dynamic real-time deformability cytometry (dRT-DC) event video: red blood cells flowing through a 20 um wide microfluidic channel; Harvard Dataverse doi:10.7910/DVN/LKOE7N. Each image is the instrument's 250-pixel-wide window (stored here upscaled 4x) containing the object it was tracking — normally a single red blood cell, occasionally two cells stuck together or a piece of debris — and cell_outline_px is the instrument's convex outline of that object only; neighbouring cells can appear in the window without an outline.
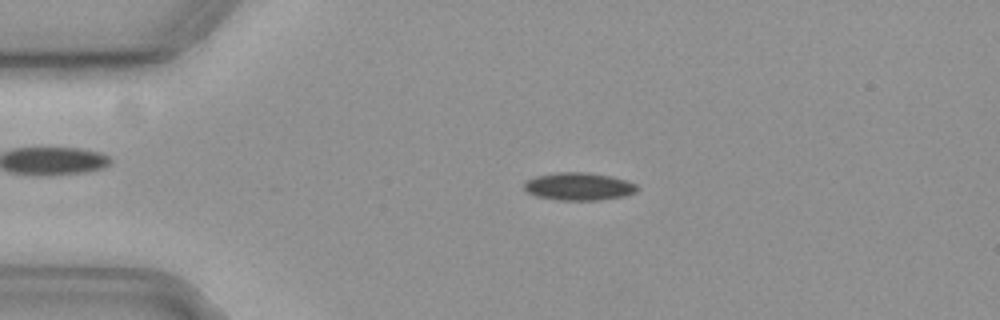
{"species": "common noctule bat (a hibernating species)", "species_latin": "Nyctalus noctula", "temperature_condition": "cold", "stored_images_in_passage": 56, "camera_frame_rate_fps": 3000, "um_per_image_px": 0.085, "animal": {"sex": "female", "body_mass_g": 19.3, "forearm_length_mm": 54.1}, "frame": {"image": 1, "passage_image": 12, "time_ms": 3.667, "image_size_px": [1000, 320], "cell_outline_px": [[640, 188], [636, 192], [628, 196], [596, 200], [560, 200], [536, 196], [528, 192], [524, 188], [524, 180], [536, 176], [556, 172], [588, 172], [612, 176], [628, 180], [636, 184]], "centroid_in_image_um": [49.24, 15.84], "position_along_channel_um": 35.8, "area_um2": 18.55}}
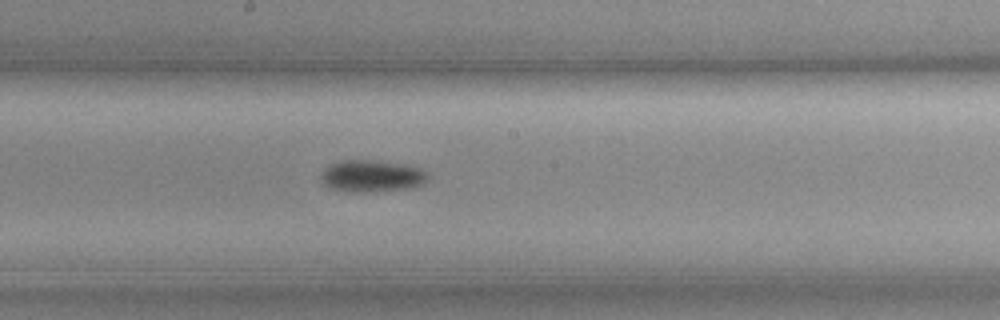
{"frame": {"image": 2, "passage_image": 30, "time_ms": 9.667, "image_size_px": [1000, 320], "cell_outline_px": [[428, 180], [424, 184], [416, 188], [368, 192], [348, 192], [328, 188], [320, 180], [320, 176], [324, 168], [328, 164], [340, 160], [368, 160], [404, 164], [420, 168], [428, 176]], "centroid_in_image_um": [31.57, 14.98], "position_along_channel_um": 216.6, "area_um2": 20.29}}
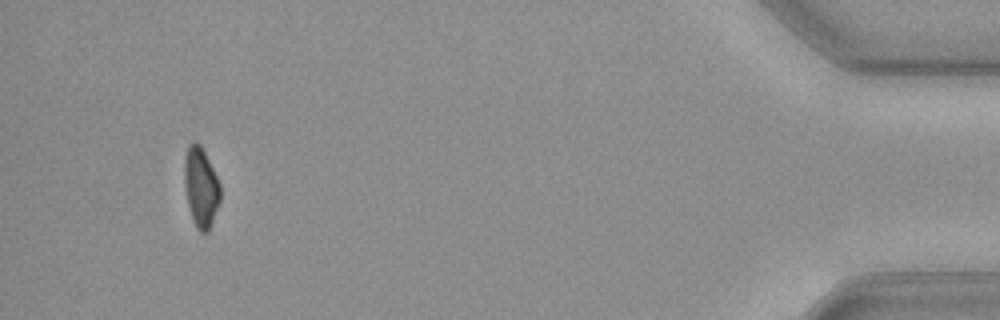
{"frame": {"image": 3, "passage_image": 53, "time_ms": 17.333, "image_size_px": [1000, 320], "cell_outline_px": [[220, 200], [208, 232], [200, 232], [196, 228], [188, 204], [184, 184], [184, 156], [188, 144], [200, 144], [220, 184]], "centroid_in_image_um": [17.06, 15.92], "position_along_channel_um": 418.1, "area_um2": 16.36}, "authors_computed_cell_mechanics": {"area_um2": 18.0047, "velocity_mm_per_s": 3.6617, "shape_relaxation_time_tau1_ms": 3.6025, "shape_relaxation_time_tau2_ms": null, "deformation_change_tau1": 0.0997, "deformation_change_tau2": null}}